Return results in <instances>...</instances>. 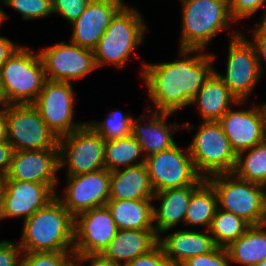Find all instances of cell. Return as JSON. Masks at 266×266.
<instances>
[{
    "label": "cell",
    "instance_id": "8d00e7d4",
    "mask_svg": "<svg viewBox=\"0 0 266 266\" xmlns=\"http://www.w3.org/2000/svg\"><path fill=\"white\" fill-rule=\"evenodd\" d=\"M180 266H232L226 248L217 247L213 252L193 256Z\"/></svg>",
    "mask_w": 266,
    "mask_h": 266
},
{
    "label": "cell",
    "instance_id": "4dcf8cb0",
    "mask_svg": "<svg viewBox=\"0 0 266 266\" xmlns=\"http://www.w3.org/2000/svg\"><path fill=\"white\" fill-rule=\"evenodd\" d=\"M251 225L243 218L218 208L210 226V234L218 247L227 248Z\"/></svg>",
    "mask_w": 266,
    "mask_h": 266
},
{
    "label": "cell",
    "instance_id": "d6a6232c",
    "mask_svg": "<svg viewBox=\"0 0 266 266\" xmlns=\"http://www.w3.org/2000/svg\"><path fill=\"white\" fill-rule=\"evenodd\" d=\"M5 6L11 7L21 14L23 20H39L47 18L52 13L51 0H2Z\"/></svg>",
    "mask_w": 266,
    "mask_h": 266
},
{
    "label": "cell",
    "instance_id": "83f0119b",
    "mask_svg": "<svg viewBox=\"0 0 266 266\" xmlns=\"http://www.w3.org/2000/svg\"><path fill=\"white\" fill-rule=\"evenodd\" d=\"M218 209V200L213 186L205 180L193 193L185 214L184 225L200 226L209 230Z\"/></svg>",
    "mask_w": 266,
    "mask_h": 266
},
{
    "label": "cell",
    "instance_id": "3957f363",
    "mask_svg": "<svg viewBox=\"0 0 266 266\" xmlns=\"http://www.w3.org/2000/svg\"><path fill=\"white\" fill-rule=\"evenodd\" d=\"M147 29L141 12L126 4L93 49L97 69L109 64L116 69L125 67L134 50L143 44Z\"/></svg>",
    "mask_w": 266,
    "mask_h": 266
},
{
    "label": "cell",
    "instance_id": "f907efd6",
    "mask_svg": "<svg viewBox=\"0 0 266 266\" xmlns=\"http://www.w3.org/2000/svg\"><path fill=\"white\" fill-rule=\"evenodd\" d=\"M70 266H78L75 262H73Z\"/></svg>",
    "mask_w": 266,
    "mask_h": 266
},
{
    "label": "cell",
    "instance_id": "44dd1931",
    "mask_svg": "<svg viewBox=\"0 0 266 266\" xmlns=\"http://www.w3.org/2000/svg\"><path fill=\"white\" fill-rule=\"evenodd\" d=\"M204 231V232H203ZM178 229L158 236V244L173 266H180L193 256L213 252L218 246L209 230Z\"/></svg>",
    "mask_w": 266,
    "mask_h": 266
},
{
    "label": "cell",
    "instance_id": "30bf717a",
    "mask_svg": "<svg viewBox=\"0 0 266 266\" xmlns=\"http://www.w3.org/2000/svg\"><path fill=\"white\" fill-rule=\"evenodd\" d=\"M175 144L169 149L145 157V165L154 192L201 185L206 179L195 170L188 146Z\"/></svg>",
    "mask_w": 266,
    "mask_h": 266
},
{
    "label": "cell",
    "instance_id": "ffe728a7",
    "mask_svg": "<svg viewBox=\"0 0 266 266\" xmlns=\"http://www.w3.org/2000/svg\"><path fill=\"white\" fill-rule=\"evenodd\" d=\"M123 0H91L72 22L70 42L93 50L115 15L125 6Z\"/></svg>",
    "mask_w": 266,
    "mask_h": 266
},
{
    "label": "cell",
    "instance_id": "4fadbf2b",
    "mask_svg": "<svg viewBox=\"0 0 266 266\" xmlns=\"http://www.w3.org/2000/svg\"><path fill=\"white\" fill-rule=\"evenodd\" d=\"M38 53L48 80L73 83L97 69L93 50L71 42L59 41Z\"/></svg>",
    "mask_w": 266,
    "mask_h": 266
},
{
    "label": "cell",
    "instance_id": "d6986e66",
    "mask_svg": "<svg viewBox=\"0 0 266 266\" xmlns=\"http://www.w3.org/2000/svg\"><path fill=\"white\" fill-rule=\"evenodd\" d=\"M59 148L14 151L9 170L3 179L41 184H60Z\"/></svg>",
    "mask_w": 266,
    "mask_h": 266
},
{
    "label": "cell",
    "instance_id": "d590c367",
    "mask_svg": "<svg viewBox=\"0 0 266 266\" xmlns=\"http://www.w3.org/2000/svg\"><path fill=\"white\" fill-rule=\"evenodd\" d=\"M91 0H51L52 13L70 24L80 17Z\"/></svg>",
    "mask_w": 266,
    "mask_h": 266
},
{
    "label": "cell",
    "instance_id": "f35d334b",
    "mask_svg": "<svg viewBox=\"0 0 266 266\" xmlns=\"http://www.w3.org/2000/svg\"><path fill=\"white\" fill-rule=\"evenodd\" d=\"M123 266H173L157 244L148 253L138 256Z\"/></svg>",
    "mask_w": 266,
    "mask_h": 266
},
{
    "label": "cell",
    "instance_id": "9a60e30c",
    "mask_svg": "<svg viewBox=\"0 0 266 266\" xmlns=\"http://www.w3.org/2000/svg\"><path fill=\"white\" fill-rule=\"evenodd\" d=\"M59 184H41L15 179L0 181L3 220L29 218L56 197Z\"/></svg>",
    "mask_w": 266,
    "mask_h": 266
},
{
    "label": "cell",
    "instance_id": "836d02e7",
    "mask_svg": "<svg viewBox=\"0 0 266 266\" xmlns=\"http://www.w3.org/2000/svg\"><path fill=\"white\" fill-rule=\"evenodd\" d=\"M75 258L74 252L22 253L21 266H70Z\"/></svg>",
    "mask_w": 266,
    "mask_h": 266
},
{
    "label": "cell",
    "instance_id": "ee69618b",
    "mask_svg": "<svg viewBox=\"0 0 266 266\" xmlns=\"http://www.w3.org/2000/svg\"><path fill=\"white\" fill-rule=\"evenodd\" d=\"M7 141V119L5 108H0V142Z\"/></svg>",
    "mask_w": 266,
    "mask_h": 266
},
{
    "label": "cell",
    "instance_id": "7c38bea8",
    "mask_svg": "<svg viewBox=\"0 0 266 266\" xmlns=\"http://www.w3.org/2000/svg\"><path fill=\"white\" fill-rule=\"evenodd\" d=\"M76 92L73 83L46 80L33 103L48 128L60 138L82 127L84 122H75Z\"/></svg>",
    "mask_w": 266,
    "mask_h": 266
},
{
    "label": "cell",
    "instance_id": "603a6c76",
    "mask_svg": "<svg viewBox=\"0 0 266 266\" xmlns=\"http://www.w3.org/2000/svg\"><path fill=\"white\" fill-rule=\"evenodd\" d=\"M200 185H188L182 188H174L155 192L153 201H159V207L153 206V225L155 233L160 234L173 231L178 223L184 226L185 214L189 206L192 193ZM172 229V230H171Z\"/></svg>",
    "mask_w": 266,
    "mask_h": 266
},
{
    "label": "cell",
    "instance_id": "cb8c5ba5",
    "mask_svg": "<svg viewBox=\"0 0 266 266\" xmlns=\"http://www.w3.org/2000/svg\"><path fill=\"white\" fill-rule=\"evenodd\" d=\"M239 100L213 71L204 81L191 105H197L201 121H219Z\"/></svg>",
    "mask_w": 266,
    "mask_h": 266
},
{
    "label": "cell",
    "instance_id": "1f68e13d",
    "mask_svg": "<svg viewBox=\"0 0 266 266\" xmlns=\"http://www.w3.org/2000/svg\"><path fill=\"white\" fill-rule=\"evenodd\" d=\"M104 121H86L98 134H100L106 141L124 138L131 135V121L132 116L129 113L122 112V110L115 109L106 115Z\"/></svg>",
    "mask_w": 266,
    "mask_h": 266
},
{
    "label": "cell",
    "instance_id": "9c48e42d",
    "mask_svg": "<svg viewBox=\"0 0 266 266\" xmlns=\"http://www.w3.org/2000/svg\"><path fill=\"white\" fill-rule=\"evenodd\" d=\"M105 142L88 123L58 138L60 170L80 175L104 169Z\"/></svg>",
    "mask_w": 266,
    "mask_h": 266
},
{
    "label": "cell",
    "instance_id": "c3c4849f",
    "mask_svg": "<svg viewBox=\"0 0 266 266\" xmlns=\"http://www.w3.org/2000/svg\"><path fill=\"white\" fill-rule=\"evenodd\" d=\"M253 266H266V259L261 261V262H258L257 264H255Z\"/></svg>",
    "mask_w": 266,
    "mask_h": 266
},
{
    "label": "cell",
    "instance_id": "74e56055",
    "mask_svg": "<svg viewBox=\"0 0 266 266\" xmlns=\"http://www.w3.org/2000/svg\"><path fill=\"white\" fill-rule=\"evenodd\" d=\"M254 26L255 27H253L250 32L252 34L248 33L247 35H251L252 37L251 39H248L255 47L259 68L263 76L265 75L263 69V66L265 65H263V62L266 64V17L260 18L258 21H256V25Z\"/></svg>",
    "mask_w": 266,
    "mask_h": 266
},
{
    "label": "cell",
    "instance_id": "ab89813d",
    "mask_svg": "<svg viewBox=\"0 0 266 266\" xmlns=\"http://www.w3.org/2000/svg\"><path fill=\"white\" fill-rule=\"evenodd\" d=\"M22 249L18 242L0 241V266H21Z\"/></svg>",
    "mask_w": 266,
    "mask_h": 266
},
{
    "label": "cell",
    "instance_id": "bcb514c9",
    "mask_svg": "<svg viewBox=\"0 0 266 266\" xmlns=\"http://www.w3.org/2000/svg\"><path fill=\"white\" fill-rule=\"evenodd\" d=\"M0 3L3 4V1L0 0ZM8 17H9L8 14L5 13V11L0 6V28L2 27L4 21L8 19Z\"/></svg>",
    "mask_w": 266,
    "mask_h": 266
},
{
    "label": "cell",
    "instance_id": "277c9868",
    "mask_svg": "<svg viewBox=\"0 0 266 266\" xmlns=\"http://www.w3.org/2000/svg\"><path fill=\"white\" fill-rule=\"evenodd\" d=\"M180 1L182 30L179 48L205 50L222 30L236 24L231 17L228 0Z\"/></svg>",
    "mask_w": 266,
    "mask_h": 266
},
{
    "label": "cell",
    "instance_id": "e575fe53",
    "mask_svg": "<svg viewBox=\"0 0 266 266\" xmlns=\"http://www.w3.org/2000/svg\"><path fill=\"white\" fill-rule=\"evenodd\" d=\"M229 11L233 20L238 23L249 19L264 8L262 18L266 17V0H228Z\"/></svg>",
    "mask_w": 266,
    "mask_h": 266
},
{
    "label": "cell",
    "instance_id": "5b68a950",
    "mask_svg": "<svg viewBox=\"0 0 266 266\" xmlns=\"http://www.w3.org/2000/svg\"><path fill=\"white\" fill-rule=\"evenodd\" d=\"M47 78L38 51L20 45L0 67L8 104H33Z\"/></svg>",
    "mask_w": 266,
    "mask_h": 266
},
{
    "label": "cell",
    "instance_id": "b9f144b4",
    "mask_svg": "<svg viewBox=\"0 0 266 266\" xmlns=\"http://www.w3.org/2000/svg\"><path fill=\"white\" fill-rule=\"evenodd\" d=\"M19 46L8 37L0 35V67Z\"/></svg>",
    "mask_w": 266,
    "mask_h": 266
},
{
    "label": "cell",
    "instance_id": "e0dca14e",
    "mask_svg": "<svg viewBox=\"0 0 266 266\" xmlns=\"http://www.w3.org/2000/svg\"><path fill=\"white\" fill-rule=\"evenodd\" d=\"M247 101H239L241 110L231 107L218 121L226 134L233 151L238 155L266 139L265 121L262 108L251 103L249 109H242Z\"/></svg>",
    "mask_w": 266,
    "mask_h": 266
},
{
    "label": "cell",
    "instance_id": "6da1fadb",
    "mask_svg": "<svg viewBox=\"0 0 266 266\" xmlns=\"http://www.w3.org/2000/svg\"><path fill=\"white\" fill-rule=\"evenodd\" d=\"M178 50V59L174 61L142 64L140 77L155 106L152 111L176 114L191 106L204 81L214 71L216 55L202 49Z\"/></svg>",
    "mask_w": 266,
    "mask_h": 266
},
{
    "label": "cell",
    "instance_id": "7bdbcfd3",
    "mask_svg": "<svg viewBox=\"0 0 266 266\" xmlns=\"http://www.w3.org/2000/svg\"><path fill=\"white\" fill-rule=\"evenodd\" d=\"M78 266H85L84 263L89 262L88 266H112L102 262L98 257H76L74 261Z\"/></svg>",
    "mask_w": 266,
    "mask_h": 266
},
{
    "label": "cell",
    "instance_id": "52a82bcc",
    "mask_svg": "<svg viewBox=\"0 0 266 266\" xmlns=\"http://www.w3.org/2000/svg\"><path fill=\"white\" fill-rule=\"evenodd\" d=\"M188 145L195 170L202 178L233 173L237 155L218 121H200Z\"/></svg>",
    "mask_w": 266,
    "mask_h": 266
},
{
    "label": "cell",
    "instance_id": "8fae6325",
    "mask_svg": "<svg viewBox=\"0 0 266 266\" xmlns=\"http://www.w3.org/2000/svg\"><path fill=\"white\" fill-rule=\"evenodd\" d=\"M5 111L7 141L14 151L59 148L57 136L33 104H8Z\"/></svg>",
    "mask_w": 266,
    "mask_h": 266
},
{
    "label": "cell",
    "instance_id": "ba28073f",
    "mask_svg": "<svg viewBox=\"0 0 266 266\" xmlns=\"http://www.w3.org/2000/svg\"><path fill=\"white\" fill-rule=\"evenodd\" d=\"M241 30L228 33L230 41L226 57L225 73L214 67V72L226 84L239 101H248L261 81V71L254 45ZM245 34V35H244Z\"/></svg>",
    "mask_w": 266,
    "mask_h": 266
},
{
    "label": "cell",
    "instance_id": "5bb4252c",
    "mask_svg": "<svg viewBox=\"0 0 266 266\" xmlns=\"http://www.w3.org/2000/svg\"><path fill=\"white\" fill-rule=\"evenodd\" d=\"M108 207L89 209L74 218V254L76 257H99L117 233Z\"/></svg>",
    "mask_w": 266,
    "mask_h": 266
},
{
    "label": "cell",
    "instance_id": "f6af8a7d",
    "mask_svg": "<svg viewBox=\"0 0 266 266\" xmlns=\"http://www.w3.org/2000/svg\"><path fill=\"white\" fill-rule=\"evenodd\" d=\"M7 105H8V102L5 98L2 83L0 81V108H5Z\"/></svg>",
    "mask_w": 266,
    "mask_h": 266
},
{
    "label": "cell",
    "instance_id": "60d3db41",
    "mask_svg": "<svg viewBox=\"0 0 266 266\" xmlns=\"http://www.w3.org/2000/svg\"><path fill=\"white\" fill-rule=\"evenodd\" d=\"M13 152V147L8 141L0 142V181L9 170Z\"/></svg>",
    "mask_w": 266,
    "mask_h": 266
},
{
    "label": "cell",
    "instance_id": "d4e9b609",
    "mask_svg": "<svg viewBox=\"0 0 266 266\" xmlns=\"http://www.w3.org/2000/svg\"><path fill=\"white\" fill-rule=\"evenodd\" d=\"M145 163L111 171L109 200H145L153 199Z\"/></svg>",
    "mask_w": 266,
    "mask_h": 266
},
{
    "label": "cell",
    "instance_id": "7a4b0ae2",
    "mask_svg": "<svg viewBox=\"0 0 266 266\" xmlns=\"http://www.w3.org/2000/svg\"><path fill=\"white\" fill-rule=\"evenodd\" d=\"M23 253L74 252V217L57 196L23 221Z\"/></svg>",
    "mask_w": 266,
    "mask_h": 266
},
{
    "label": "cell",
    "instance_id": "8992f818",
    "mask_svg": "<svg viewBox=\"0 0 266 266\" xmlns=\"http://www.w3.org/2000/svg\"><path fill=\"white\" fill-rule=\"evenodd\" d=\"M206 180L213 186L218 208L231 212L250 225L266 223L265 186L237 177L234 173H221Z\"/></svg>",
    "mask_w": 266,
    "mask_h": 266
},
{
    "label": "cell",
    "instance_id": "484cf974",
    "mask_svg": "<svg viewBox=\"0 0 266 266\" xmlns=\"http://www.w3.org/2000/svg\"><path fill=\"white\" fill-rule=\"evenodd\" d=\"M152 199L108 200L106 206L118 230H155Z\"/></svg>",
    "mask_w": 266,
    "mask_h": 266
},
{
    "label": "cell",
    "instance_id": "f546056e",
    "mask_svg": "<svg viewBox=\"0 0 266 266\" xmlns=\"http://www.w3.org/2000/svg\"><path fill=\"white\" fill-rule=\"evenodd\" d=\"M233 173L243 180L266 185V139L237 155Z\"/></svg>",
    "mask_w": 266,
    "mask_h": 266
},
{
    "label": "cell",
    "instance_id": "681fc988",
    "mask_svg": "<svg viewBox=\"0 0 266 266\" xmlns=\"http://www.w3.org/2000/svg\"><path fill=\"white\" fill-rule=\"evenodd\" d=\"M2 220H3V217H2L1 195H0V221Z\"/></svg>",
    "mask_w": 266,
    "mask_h": 266
},
{
    "label": "cell",
    "instance_id": "2e32d148",
    "mask_svg": "<svg viewBox=\"0 0 266 266\" xmlns=\"http://www.w3.org/2000/svg\"><path fill=\"white\" fill-rule=\"evenodd\" d=\"M63 194L56 196L63 206L75 218L78 214L95 207L105 206L109 200L111 171H99L67 175Z\"/></svg>",
    "mask_w": 266,
    "mask_h": 266
},
{
    "label": "cell",
    "instance_id": "4316f807",
    "mask_svg": "<svg viewBox=\"0 0 266 266\" xmlns=\"http://www.w3.org/2000/svg\"><path fill=\"white\" fill-rule=\"evenodd\" d=\"M231 265L253 266L266 259V223L251 225L227 248Z\"/></svg>",
    "mask_w": 266,
    "mask_h": 266
},
{
    "label": "cell",
    "instance_id": "7dc6e473",
    "mask_svg": "<svg viewBox=\"0 0 266 266\" xmlns=\"http://www.w3.org/2000/svg\"><path fill=\"white\" fill-rule=\"evenodd\" d=\"M261 108H262V111H263V115H264V121H265V132H266V102L260 104Z\"/></svg>",
    "mask_w": 266,
    "mask_h": 266
},
{
    "label": "cell",
    "instance_id": "7402d4cb",
    "mask_svg": "<svg viewBox=\"0 0 266 266\" xmlns=\"http://www.w3.org/2000/svg\"><path fill=\"white\" fill-rule=\"evenodd\" d=\"M157 244L155 230H117L115 237L98 258L112 266H123L148 253Z\"/></svg>",
    "mask_w": 266,
    "mask_h": 266
},
{
    "label": "cell",
    "instance_id": "ac0fdd59",
    "mask_svg": "<svg viewBox=\"0 0 266 266\" xmlns=\"http://www.w3.org/2000/svg\"><path fill=\"white\" fill-rule=\"evenodd\" d=\"M146 107H148V110L145 113H149L146 115L140 114L139 117L132 118L131 121V135L140 145L145 157L174 146L176 141L172 135L178 129L191 131L194 128V125L190 122L179 125L175 122L167 124V119L171 115L176 116L175 114L156 112L150 109L151 106L146 105Z\"/></svg>",
    "mask_w": 266,
    "mask_h": 266
},
{
    "label": "cell",
    "instance_id": "f1b7e54d",
    "mask_svg": "<svg viewBox=\"0 0 266 266\" xmlns=\"http://www.w3.org/2000/svg\"><path fill=\"white\" fill-rule=\"evenodd\" d=\"M143 163H145V156L132 135L105 142L104 164L108 171Z\"/></svg>",
    "mask_w": 266,
    "mask_h": 266
}]
</instances>
